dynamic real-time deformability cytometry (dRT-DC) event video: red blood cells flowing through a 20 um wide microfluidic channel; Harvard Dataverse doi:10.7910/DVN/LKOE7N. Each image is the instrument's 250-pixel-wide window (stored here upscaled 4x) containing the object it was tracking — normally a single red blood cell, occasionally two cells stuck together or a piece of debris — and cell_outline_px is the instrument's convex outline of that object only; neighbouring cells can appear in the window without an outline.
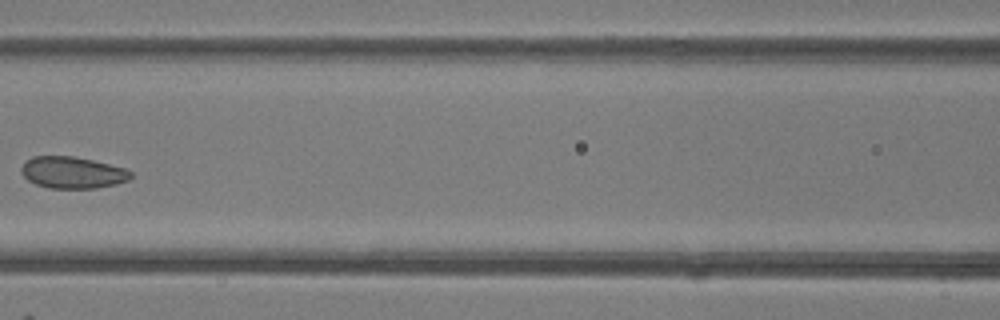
{"species": "common noctule bat (a hibernating species)", "species_latin": "Nyctalus noctula", "temperature_condition": "room temperature", "stored_images_in_passage": 7, "camera_frame_rate_fps": 3000, "um_per_image_px": 0.085, "animal": {"sex": "female"}, "frame": {"image": 1, "passage_image": 7, "time_ms": 7.0, "image_size_px": [1000, 320], "cell_outline_px": [[132, 176], [128, 180], [116, 184], [96, 188], [48, 188], [36, 184], [28, 180], [20, 172], [20, 168], [24, 160], [32, 156], [72, 156], [92, 160], [124, 168], [132, 172]], "centroid_in_image_um": [6.12, 14.66], "position_along_channel_um": 160.5, "area_um2": 20.29}}